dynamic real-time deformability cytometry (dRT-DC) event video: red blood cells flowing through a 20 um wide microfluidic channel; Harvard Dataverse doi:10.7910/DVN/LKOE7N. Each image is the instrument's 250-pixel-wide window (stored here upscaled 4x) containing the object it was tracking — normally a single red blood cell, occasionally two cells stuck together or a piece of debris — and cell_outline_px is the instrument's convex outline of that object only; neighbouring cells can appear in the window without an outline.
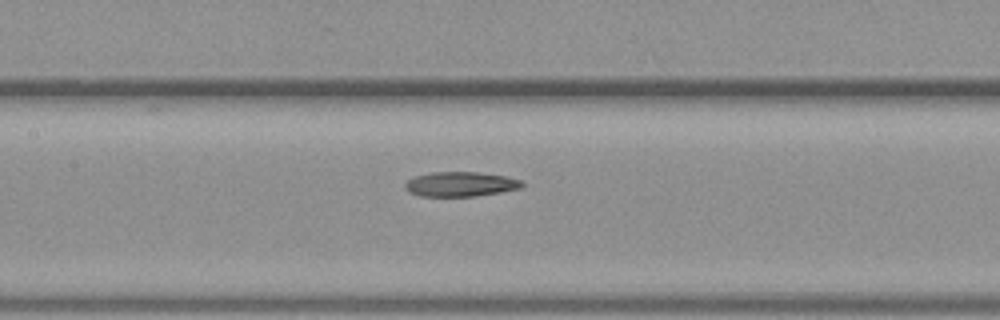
{"species": "common noctule bat (a hibernating species)", "species_latin": "Nyctalus noctula", "temperature_condition": "warm", "stored_images_in_passage": 6, "segment_of_instrument_passage": [2, 2], "camera_frame_rate_fps": 3000, "um_per_image_px": 0.085, "animal": {"sex": "female", "body_mass_g": 19.3, "forearm_length_mm": 54.1}, "frame": {"image": 1, "passage_image": 6, "time_ms": 1.667, "image_size_px": [1000, 320], "cell_outline_px": [[524, 184], [520, 188], [500, 192], [476, 196], [420, 196], [408, 192], [404, 188], [404, 184], [408, 180], [416, 176], [432, 172], [476, 172], [508, 176], [520, 180]], "centroid_in_image_um": [39.13, 15.65], "position_along_channel_um": 168.3, "area_um2": 16.82}}